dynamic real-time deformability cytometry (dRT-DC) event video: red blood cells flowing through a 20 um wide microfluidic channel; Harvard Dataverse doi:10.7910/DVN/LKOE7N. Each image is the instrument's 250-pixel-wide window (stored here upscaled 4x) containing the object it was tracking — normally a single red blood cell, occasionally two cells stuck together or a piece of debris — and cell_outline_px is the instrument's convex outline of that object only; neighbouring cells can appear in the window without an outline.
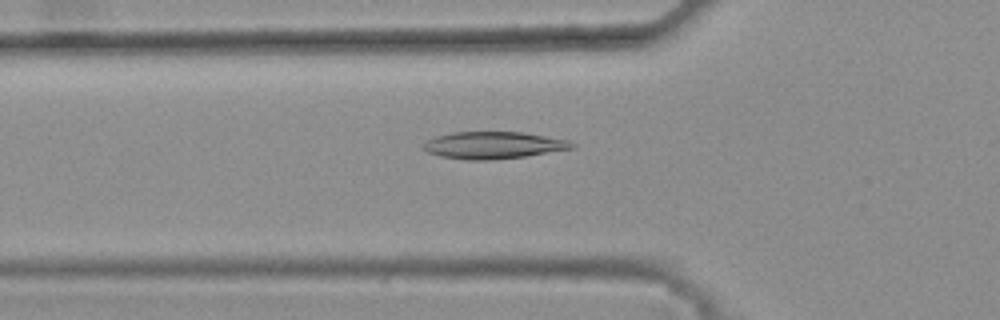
{"species": "common noctule bat (a hibernating species)", "species_latin": "Nyctalus noctula", "temperature_condition": "warm", "stored_images_in_passage": 47, "camera_frame_rate_fps": 3000, "um_per_image_px": 0.085, "animal": {"sex": "female", "body_mass_g": 25.1}, "frame": {"image": 1, "passage_image": 18, "time_ms": 5.667, "image_size_px": [1000, 320], "cell_outline_px": [[576, 148], [524, 156], [492, 160], [464, 160], [440, 156], [428, 152], [424, 148], [424, 144], [428, 140], [436, 136], [452, 132], [524, 132], [568, 140], [576, 144]], "centroid_in_image_um": [41.97, 12.34], "position_along_channel_um": 83.8, "area_um2": 23.41}}
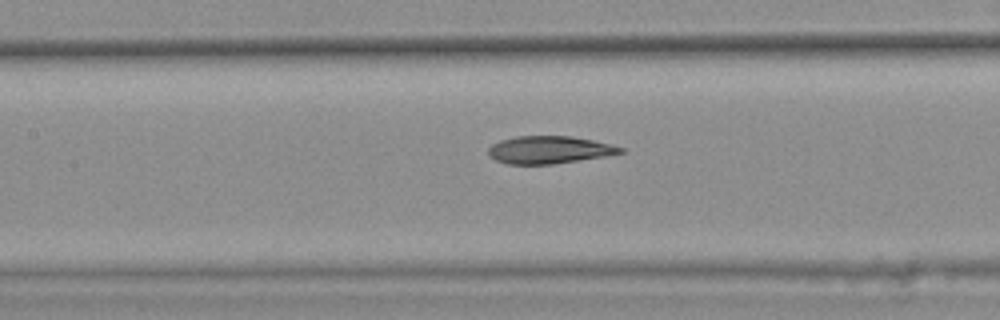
{"frame": {"image": 2, "passage_image": 24, "time_ms": 7.667, "image_size_px": [1000, 320], "cell_outline_px": [[624, 152], [608, 156], [552, 164], [508, 164], [496, 160], [488, 152], [488, 148], [492, 144], [500, 140], [516, 136], [572, 136], [612, 144], [624, 148]], "centroid_in_image_um": [46.72, 12.73], "position_along_channel_um": 160.7, "area_um2": 21.21}}
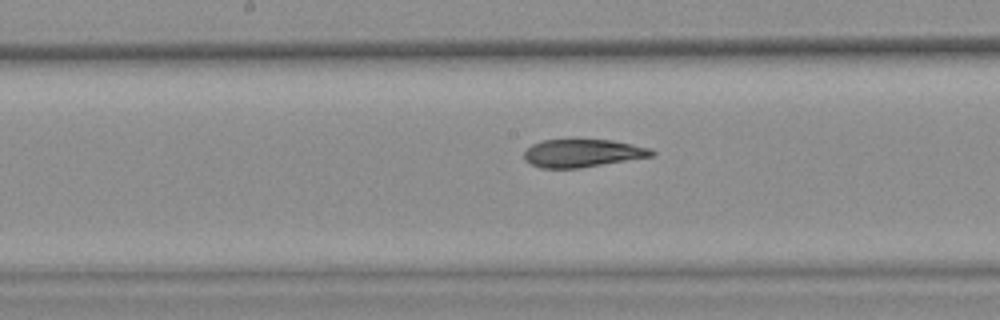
{"frame": {"image": 3, "passage_image": 27, "time_ms": 8.667, "image_size_px": [1000, 320], "cell_outline_px": [[656, 152], [652, 156], [580, 168], [540, 168], [524, 160], [524, 152], [532, 144], [544, 140], [612, 140], [652, 148]], "centroid_in_image_um": [49.52, 13.02], "position_along_channel_um": 198.7, "area_um2": 20.63}, "authors_computed_cell_mechanics": {"area_um2": 22.1374, "velocity_mm_per_s": 3.8127, "shape_relaxation_time_tau1_ms": null, "shape_relaxation_time_tau2_ms": 4.6103, "deformation_change_tau1": null, "deformation_change_tau2": 0.1191}}